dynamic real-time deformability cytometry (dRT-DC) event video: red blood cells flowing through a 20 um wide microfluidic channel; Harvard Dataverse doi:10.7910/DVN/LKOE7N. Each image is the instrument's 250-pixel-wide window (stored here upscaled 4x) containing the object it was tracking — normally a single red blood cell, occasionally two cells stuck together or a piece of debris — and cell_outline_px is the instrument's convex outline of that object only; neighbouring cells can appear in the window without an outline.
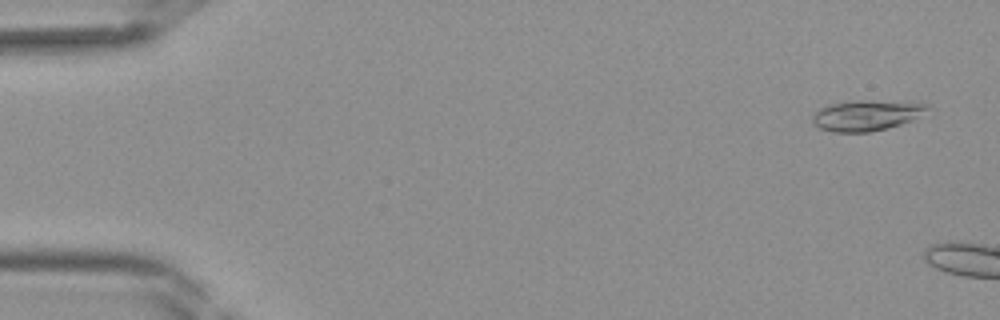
{"species": "Egyptian fruit bat (a non-hibernating species)", "species_latin": "Rousettus aegyptiacus", "temperature_condition": "room temperature", "stored_images_in_passage": 5, "camera_frame_rate_fps": 3000, "um_per_image_px": 0.085, "frame": {"image": 1, "passage_image": 2, "time_ms": 0.333, "image_size_px": [1000, 320], "cell_outline_px": [[932, 108], [912, 120], [888, 128], [868, 132], [832, 132], [820, 128], [812, 124], [812, 116], [820, 108], [828, 104], [856, 100], [908, 100], [928, 104]], "centroid_in_image_um": [73.7, 9.77], "position_along_channel_um": 11.3, "area_um2": 21.04}}